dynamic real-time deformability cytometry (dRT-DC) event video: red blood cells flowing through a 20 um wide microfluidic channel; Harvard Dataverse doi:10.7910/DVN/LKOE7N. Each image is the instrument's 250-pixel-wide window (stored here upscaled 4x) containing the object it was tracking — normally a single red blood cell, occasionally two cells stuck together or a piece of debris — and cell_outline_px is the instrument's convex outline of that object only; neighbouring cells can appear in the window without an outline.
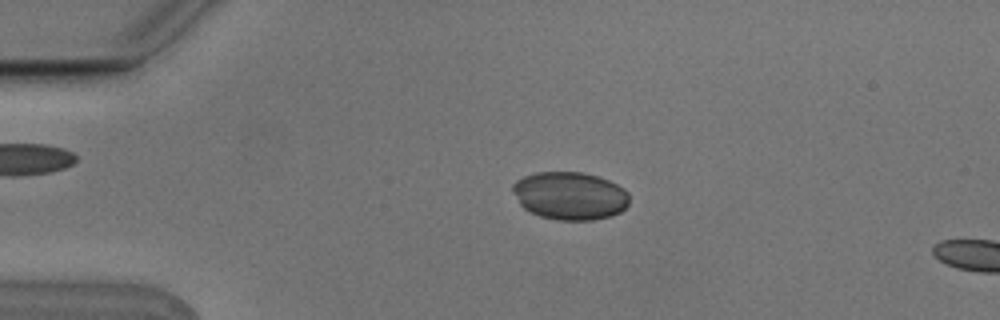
{"species": "Egyptian fruit bat (a non-hibernating species)", "species_latin": "Rousettus aegyptiacus", "temperature_condition": "cold", "stored_images_in_passage": 5, "camera_frame_rate_fps": 3000, "um_per_image_px": 0.085, "animal": {"sex": "male"}, "frame": {"image": 1, "passage_image": 4, "time_ms": 1.0, "image_size_px": [1000, 320], "cell_outline_px": [[628, 204], [620, 212], [612, 216], [592, 220], [556, 220], [540, 216], [524, 208], [520, 204], [512, 192], [512, 184], [516, 180], [524, 176], [536, 172], [584, 172], [608, 180], [624, 188], [628, 192]], "centroid_in_image_um": [48.43, 16.64], "position_along_channel_um": 36.6, "area_um2": 32.66}}